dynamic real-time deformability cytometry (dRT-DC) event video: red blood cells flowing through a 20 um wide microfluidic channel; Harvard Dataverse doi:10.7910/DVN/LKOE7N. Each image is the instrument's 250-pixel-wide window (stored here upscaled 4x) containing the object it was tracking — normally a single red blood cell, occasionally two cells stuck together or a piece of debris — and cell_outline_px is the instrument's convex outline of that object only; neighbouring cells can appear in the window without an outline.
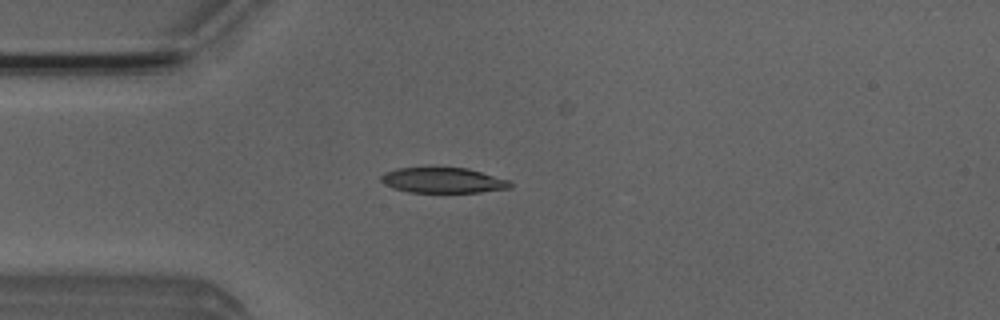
{"species": "Egyptian fruit bat (a non-hibernating species)", "species_latin": "Rousettus aegyptiacus", "temperature_condition": "room temperature", "stored_images_in_passage": 7, "camera_frame_rate_fps": 3000, "um_per_image_px": 0.085, "animal": {"sex": "male"}, "frame": {"image": 1, "passage_image": 4, "time_ms": 3.667, "image_size_px": [1000, 320], "cell_outline_px": [[512, 188], [480, 192], [408, 192], [392, 188], [384, 184], [380, 180], [380, 176], [384, 172], [396, 168], [468, 168], [512, 180]], "centroid_in_image_um": [37.68, 15.33], "position_along_channel_um": 47.3, "area_um2": 19.31}}